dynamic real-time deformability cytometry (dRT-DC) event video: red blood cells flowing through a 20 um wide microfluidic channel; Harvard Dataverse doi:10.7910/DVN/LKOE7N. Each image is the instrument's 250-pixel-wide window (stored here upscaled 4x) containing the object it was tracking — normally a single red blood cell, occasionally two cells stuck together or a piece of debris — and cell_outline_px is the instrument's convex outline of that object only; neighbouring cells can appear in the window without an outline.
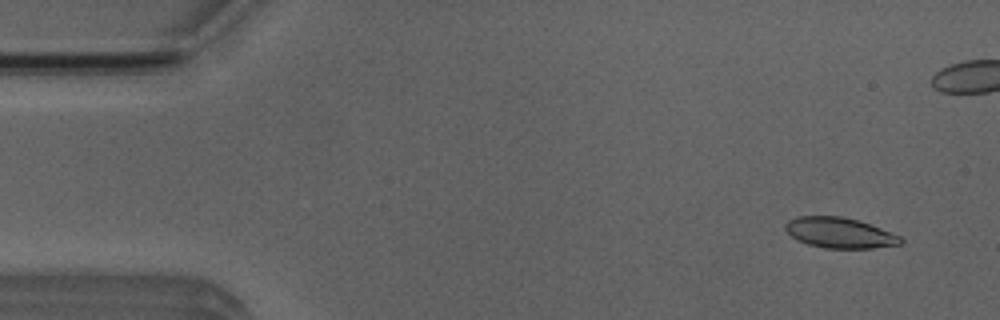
{"species": "Egyptian fruit bat (a non-hibernating species)", "species_latin": "Rousettus aegyptiacus", "temperature_condition": "room temperature", "stored_images_in_passage": 6, "camera_frame_rate_fps": 3000, "um_per_image_px": 0.085, "animal": {"sex": "male"}, "frame": {"image": 1, "passage_image": 1, "time_ms": 0.0, "image_size_px": [1000, 320], "cell_outline_px": [[904, 240], [900, 244], [872, 248], [824, 248], [808, 244], [796, 240], [784, 228], [784, 224], [788, 220], [796, 216], [840, 216], [856, 220], [880, 228], [900, 236]], "centroid_in_image_um": [71.32, 19.79], "position_along_channel_um": 13.7, "area_um2": 20.35}}
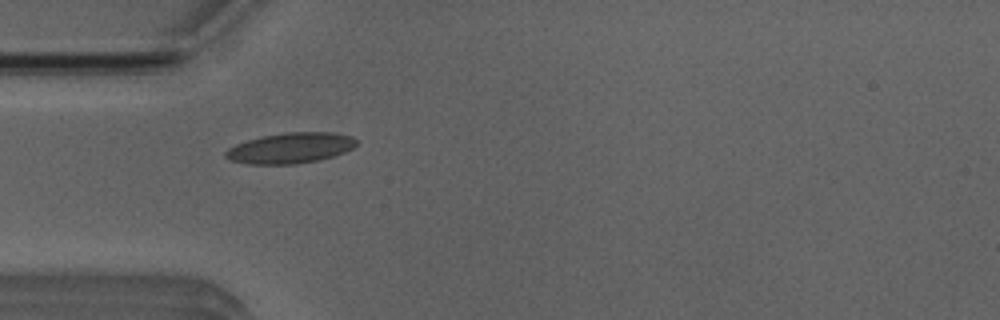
{"frame": {"image": 2, "passage_image": 5, "time_ms": 5.667, "image_size_px": [1000, 320], "cell_outline_px": [[356, 144], [352, 148], [344, 152], [332, 156], [316, 160], [296, 164], [248, 164], [228, 160], [224, 156], [224, 152], [228, 148], [236, 144], [248, 140], [264, 136], [284, 132], [332, 132], [352, 136], [356, 140]], "centroid_in_image_um": [24.65, 12.58], "position_along_channel_um": 60.3, "area_um2": 23.24}}